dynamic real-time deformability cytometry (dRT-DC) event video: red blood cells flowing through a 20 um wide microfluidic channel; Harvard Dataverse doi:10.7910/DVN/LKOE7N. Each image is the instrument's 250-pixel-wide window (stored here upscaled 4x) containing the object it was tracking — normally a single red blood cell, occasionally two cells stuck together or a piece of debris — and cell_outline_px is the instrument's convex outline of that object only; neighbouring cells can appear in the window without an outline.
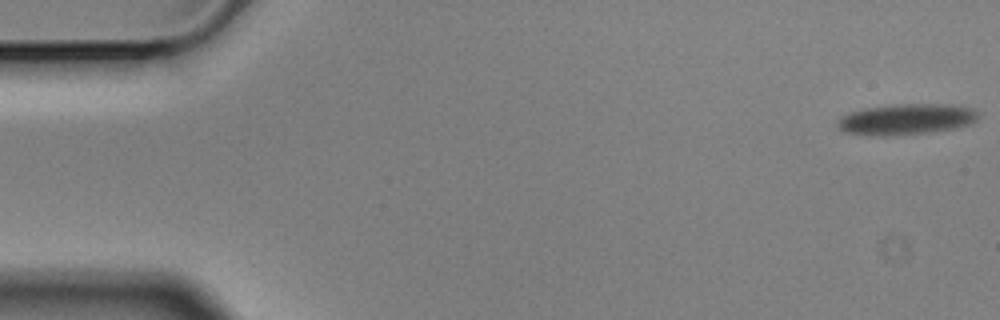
{"species": "Egyptian fruit bat (a non-hibernating species)", "species_latin": "Rousettus aegyptiacus", "temperature_condition": "cold", "stored_images_in_passage": 4, "camera_frame_rate_fps": 3000, "um_per_image_px": 0.085, "animal": {"sex": "male"}, "frame": {"image": 1, "passage_image": 1, "time_ms": 0.0, "image_size_px": [1000, 320], "cell_outline_px": [[976, 120], [968, 124], [952, 128], [928, 132], [892, 136], [880, 136], [844, 132], [836, 124], [836, 120], [840, 116], [864, 108], [896, 104], [948, 104], [972, 108], [976, 112]], "centroid_in_image_um": [76.96, 10.13], "position_along_channel_um": 8.0, "area_um2": 25.09}}
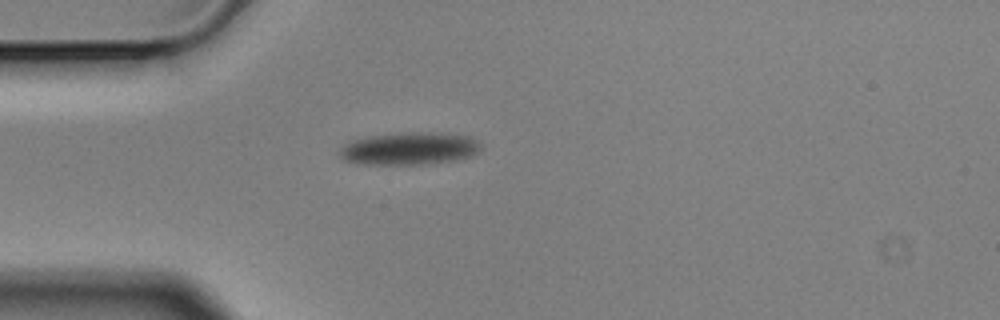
{"frame": {"image": 2, "passage_image": 4, "time_ms": 1.0, "image_size_px": [1000, 320], "cell_outline_px": [[480, 152], [472, 156], [456, 160], [428, 164], [356, 164], [344, 160], [340, 156], [340, 148], [348, 140], [368, 136], [472, 136], [480, 144]], "centroid_in_image_um": [34.72, 12.71], "position_along_channel_um": 50.3, "area_um2": 25.32}}